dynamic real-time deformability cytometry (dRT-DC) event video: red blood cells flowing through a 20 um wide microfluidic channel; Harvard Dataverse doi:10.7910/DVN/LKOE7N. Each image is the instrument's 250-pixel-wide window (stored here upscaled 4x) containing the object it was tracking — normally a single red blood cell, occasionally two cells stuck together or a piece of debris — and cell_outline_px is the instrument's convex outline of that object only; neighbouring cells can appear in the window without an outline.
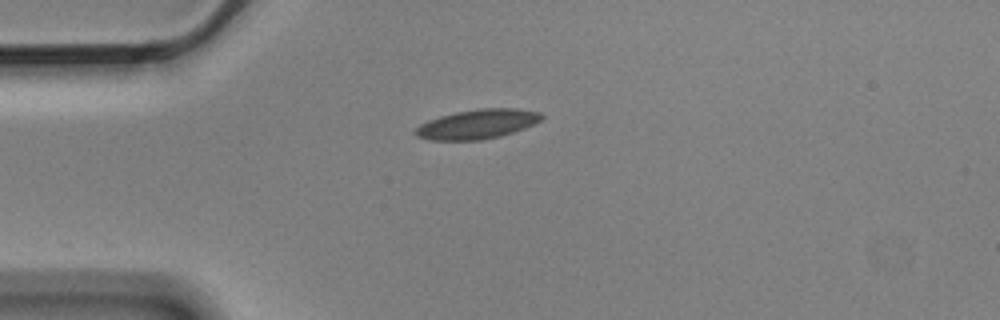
{"species": "Egyptian fruit bat (a non-hibernating species)", "species_latin": "Rousettus aegyptiacus", "temperature_condition": "cold", "stored_images_in_passage": 4, "camera_frame_rate_fps": 3000, "um_per_image_px": 0.085, "animal": {"sex": "male"}, "frame": {"image": 1, "passage_image": 1, "time_ms": 0.0, "image_size_px": [1000, 320], "cell_outline_px": [[544, 116], [540, 120], [524, 128], [500, 136], [480, 140], [428, 140], [416, 136], [412, 132], [420, 124], [428, 120], [440, 116], [456, 112], [476, 108], [516, 108], [540, 112]], "centroid_in_image_um": [40.53, 10.54], "position_along_channel_um": 44.5, "area_um2": 21.68}}
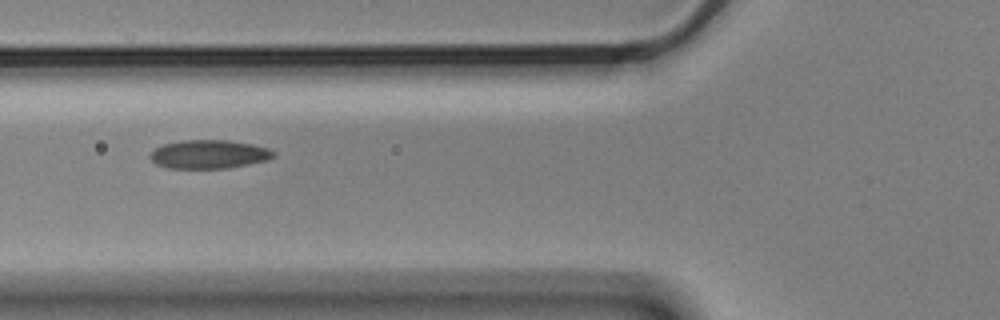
{"frame": {"image": 2, "passage_image": 3, "time_ms": 0.667, "image_size_px": [1000, 320], "cell_outline_px": [[276, 156], [268, 160], [228, 168], [168, 168], [156, 164], [148, 156], [156, 148], [164, 144], [184, 140], [228, 140], [252, 144], [268, 148], [276, 152]], "centroid_in_image_um": [17.79, 13.11], "position_along_channel_um": 108.0, "area_um2": 20.58}}
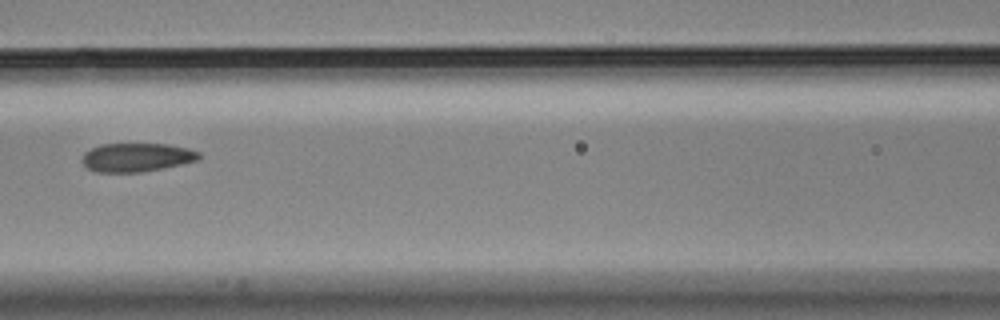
{"frame": {"image": 3, "passage_image": 4, "time_ms": 1.0, "image_size_px": [1000, 320], "cell_outline_px": [[200, 160], [164, 168], [140, 172], [96, 172], [88, 168], [80, 160], [84, 152], [100, 144], [168, 144], [188, 148], [200, 152]], "centroid_in_image_um": [11.62, 13.37], "position_along_channel_um": 155.0, "area_um2": 19.65}}